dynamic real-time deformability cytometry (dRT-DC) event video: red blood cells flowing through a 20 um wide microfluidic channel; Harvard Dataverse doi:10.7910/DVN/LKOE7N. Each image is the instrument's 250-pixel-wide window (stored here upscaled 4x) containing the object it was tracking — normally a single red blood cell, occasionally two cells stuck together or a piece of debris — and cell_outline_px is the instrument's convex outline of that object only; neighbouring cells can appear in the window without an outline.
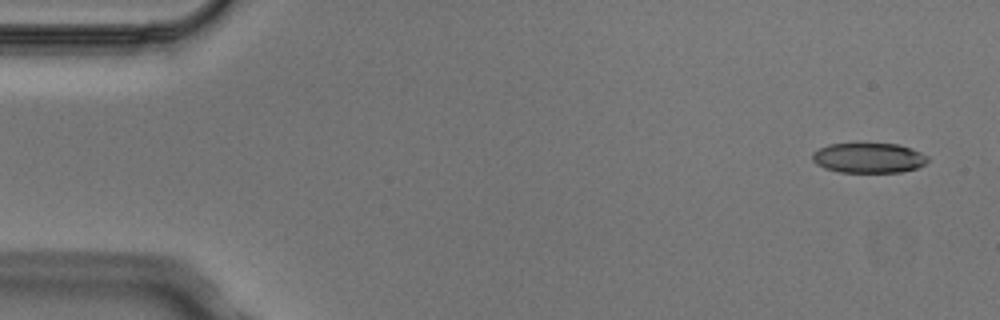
{"species": "Egyptian fruit bat (a non-hibernating species)", "species_latin": "Rousettus aegyptiacus", "temperature_condition": "cold", "stored_images_in_passage": 5, "camera_frame_rate_fps": 3000, "um_per_image_px": 0.085, "animal": {"sex": "male"}, "frame": {"image": 1, "passage_image": 1, "time_ms": 0.0, "image_size_px": [1000, 320], "cell_outline_px": [[928, 160], [924, 164], [916, 168], [900, 172], [840, 172], [824, 168], [816, 164], [812, 160], [812, 152], [828, 144], [896, 144], [920, 152], [928, 156]], "centroid_in_image_um": [73.8, 13.43], "position_along_channel_um": 11.2, "area_um2": 20.0}}